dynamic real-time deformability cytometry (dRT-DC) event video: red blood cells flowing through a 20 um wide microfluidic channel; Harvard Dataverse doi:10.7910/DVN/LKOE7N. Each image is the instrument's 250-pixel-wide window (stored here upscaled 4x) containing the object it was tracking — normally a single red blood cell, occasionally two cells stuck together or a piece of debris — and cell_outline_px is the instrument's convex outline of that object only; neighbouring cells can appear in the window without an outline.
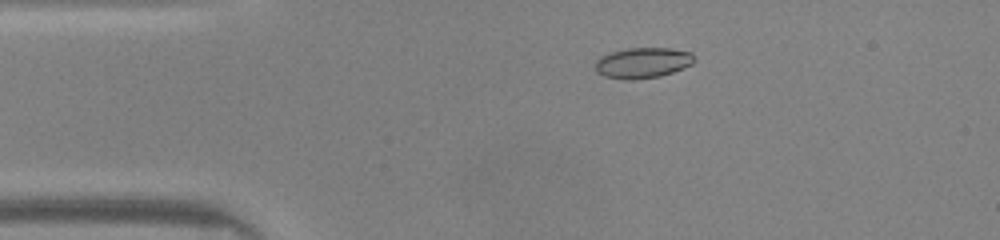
{"species": "common noctule bat (a hibernating species)", "species_latin": "Nyctalus noctula", "temperature_condition": "warm", "stored_images_in_passage": 48, "camera_frame_rate_fps": 3000, "um_per_image_px": 0.085, "animal": {"sex": "male", "body_mass_g": 20.0, "forearm_length_mm": 53.3}, "frame": {"image": 1, "passage_image": 9, "time_ms": 2.667, "image_size_px": [1000, 240], "cell_outline_px": [[696, 60], [692, 64], [672, 72], [660, 76], [628, 80], [604, 76], [596, 72], [596, 60], [600, 56], [608, 52], [628, 48], [668, 48], [692, 52], [696, 56]], "centroid_in_image_um": [54.63, 5.32], "position_along_channel_um": 30.4, "area_um2": 17.74}}
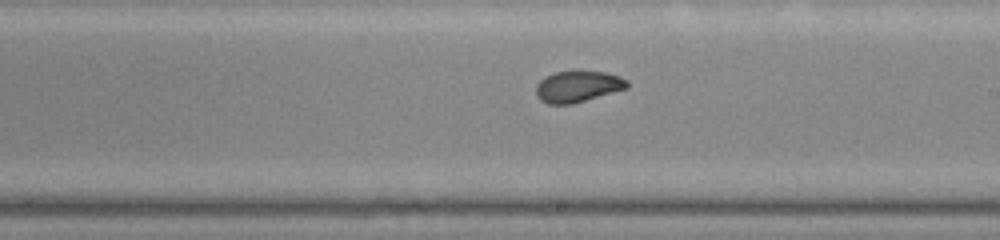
{"frame": {"image": 2, "passage_image": 27, "time_ms": 8.667, "image_size_px": [1000, 240], "cell_outline_px": [[628, 88], [572, 104], [548, 104], [540, 100], [536, 96], [536, 84], [544, 76], [556, 72], [604, 72], [620, 76], [628, 80]], "centroid_in_image_um": [49.1, 7.36], "position_along_channel_um": 239.9, "area_um2": 16.53}}
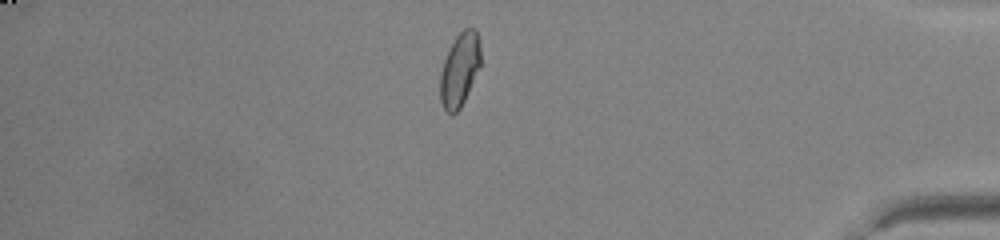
{"frame": {"image": 3, "passage_image": 41, "time_ms": 13.333, "image_size_px": [1000, 240], "cell_outline_px": [[480, 64], [464, 100], [460, 108], [452, 116], [444, 108], [440, 100], [440, 72], [444, 60], [456, 36], [464, 28], [476, 28], [480, 44]], "centroid_in_image_um": [39.06, 5.91], "position_along_channel_um": 396.1, "area_um2": 17.05}, "authors_computed_cell_mechanics": {"area_um2": 17.2533, "velocity_mm_per_s": 4.1803, "shape_relaxation_time_tau1_ms": 4.0226, "shape_relaxation_time_tau2_ms": 0.8279, "deformation_change_tau1": 0.1512, "deformation_change_tau2": 0.0478}}